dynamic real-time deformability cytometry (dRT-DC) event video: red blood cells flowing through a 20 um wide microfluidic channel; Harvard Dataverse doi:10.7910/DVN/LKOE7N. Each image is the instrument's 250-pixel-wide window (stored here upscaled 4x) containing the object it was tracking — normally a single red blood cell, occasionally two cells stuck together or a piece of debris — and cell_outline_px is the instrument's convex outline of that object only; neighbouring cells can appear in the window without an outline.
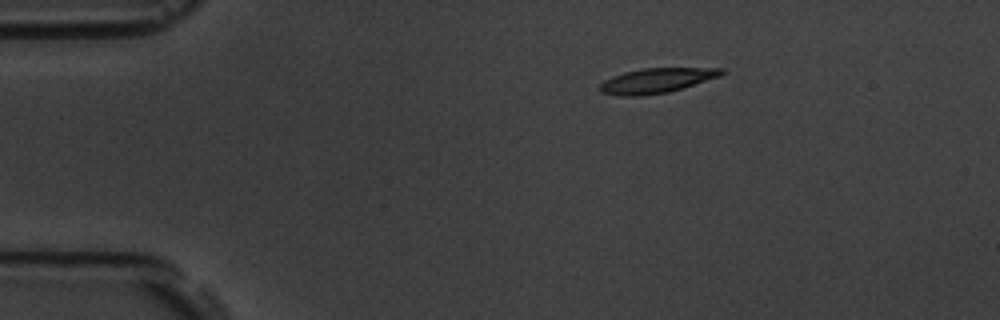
{"species": "common noctule bat (a hibernating species)", "species_latin": "Nyctalus noctula", "temperature_condition": "room temperature", "stored_images_in_passage": 2, "camera_frame_rate_fps": 3000, "um_per_image_px": 0.085, "animal": {"sex": "male", "body_mass_g": 19.5, "forearm_length_mm": 54.6}, "frame": {"image": 1, "passage_image": 1, "time_ms": 0.0, "image_size_px": [1000, 320], "cell_outline_px": [[724, 72], [720, 76], [668, 92], [640, 96], [620, 96], [600, 92], [596, 88], [604, 80], [612, 76], [624, 72], [644, 68], [724, 68]], "centroid_in_image_um": [55.74, 6.85], "position_along_channel_um": 29.3, "area_um2": 17.57}}